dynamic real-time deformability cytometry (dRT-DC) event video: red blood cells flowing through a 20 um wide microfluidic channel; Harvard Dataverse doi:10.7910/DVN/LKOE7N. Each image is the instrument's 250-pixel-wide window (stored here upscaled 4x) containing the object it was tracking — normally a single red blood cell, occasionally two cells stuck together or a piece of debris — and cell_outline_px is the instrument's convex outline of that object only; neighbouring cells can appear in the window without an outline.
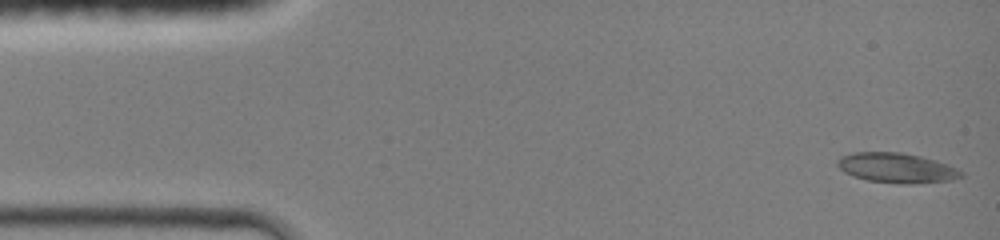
{"species": "common noctule bat (a hibernating species)", "species_latin": "Nyctalus noctula", "temperature_condition": "room temperature", "stored_images_in_passage": 44, "camera_frame_rate_fps": 3000, "um_per_image_px": 0.085, "animal": {"sex": "female", "body_mass_g": 19.0, "forearm_length_mm": 51.5}, "frame": {"image": 1, "passage_image": 1, "time_ms": 0.0, "image_size_px": [1000, 240], "cell_outline_px": [[964, 176], [952, 180], [912, 184], [900, 184], [868, 180], [852, 176], [844, 172], [836, 164], [836, 160], [840, 156], [856, 152], [900, 152], [920, 156], [936, 160], [948, 164], [964, 172]], "centroid_in_image_um": [76.22, 14.27], "position_along_channel_um": 8.8, "area_um2": 21.73}}
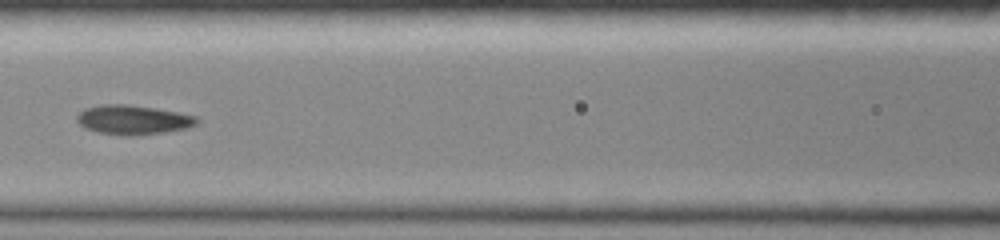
{"frame": {"image": 2, "passage_image": 19, "time_ms": 6.0, "image_size_px": [1000, 240], "cell_outline_px": [[200, 120], [196, 124], [188, 128], [164, 132], [128, 136], [96, 132], [84, 128], [76, 120], [76, 116], [84, 108], [104, 104], [128, 104], [156, 108], [196, 116]], "centroid_in_image_um": [11.29, 10.18], "position_along_channel_um": 155.3, "area_um2": 20.58}}
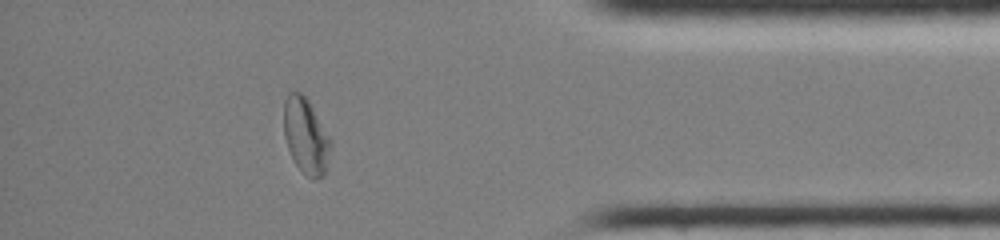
{"frame": {"image": 3, "passage_image": 38, "time_ms": 12.333, "image_size_px": [1000, 240], "cell_outline_px": [[332, 144], [324, 176], [308, 176], [296, 164], [288, 148], [284, 136], [284, 100], [288, 92], [300, 92], [308, 100], [332, 140]], "centroid_in_image_um": [26.0, 11.51], "position_along_channel_um": 409.2, "area_um2": 20.35}, "authors_computed_cell_mechanics": {"area_um2": 20.0855, "velocity_mm_per_s": 4.3208, "shape_relaxation_time_tau1_ms": 5.7616, "shape_relaxation_time_tau2_ms": 1.6059, "deformation_change_tau1": 0.218, "deformation_change_tau2": 0.0749}}